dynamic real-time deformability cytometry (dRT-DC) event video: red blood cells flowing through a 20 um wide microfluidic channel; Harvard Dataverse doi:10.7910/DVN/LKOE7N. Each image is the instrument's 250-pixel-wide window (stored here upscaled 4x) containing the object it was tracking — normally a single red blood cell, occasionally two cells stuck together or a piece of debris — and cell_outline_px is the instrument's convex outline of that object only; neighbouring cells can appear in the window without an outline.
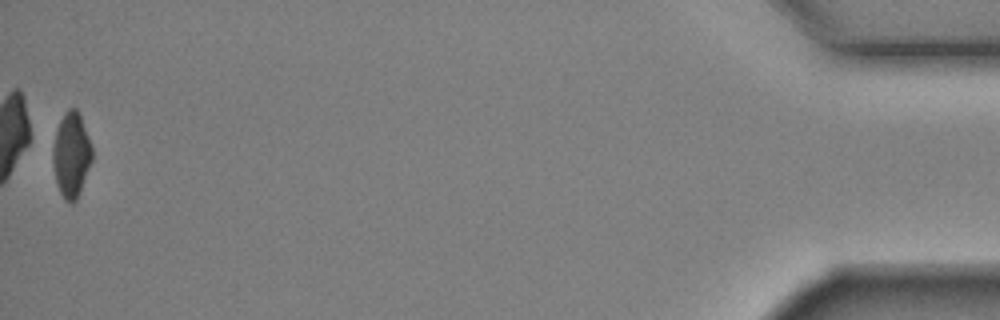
{"species": "Egyptian fruit bat (a non-hibernating species)", "species_latin": "Rousettus aegyptiacus", "temperature_condition": "room temperature", "stored_images_in_passage": 51, "camera_frame_rate_fps": 3000, "um_per_image_px": 0.085, "animal": {"sex": "male"}, "frame": {"image": 1, "passage_image": 51, "time_ms": 16.667, "image_size_px": [1000, 320], "cell_outline_px": [[92, 160], [76, 200], [72, 204], [64, 200], [56, 184], [52, 164], [52, 148], [56, 132], [60, 120], [68, 108], [76, 108], [80, 116], [88, 136], [92, 148]], "centroid_in_image_um": [6.04, 13.18], "position_along_channel_um": 429.2, "area_um2": 19.31}, "authors_computed_cell_mechanics": {"area_um2": 22.3108, "velocity_mm_per_s": 3.9288, "shape_relaxation_time_tau1_ms": 2.9314, "shape_relaxation_time_tau2_ms": 2.3602, "deformation_change_tau1": 0.1094, "deformation_change_tau2": 0.0587}}